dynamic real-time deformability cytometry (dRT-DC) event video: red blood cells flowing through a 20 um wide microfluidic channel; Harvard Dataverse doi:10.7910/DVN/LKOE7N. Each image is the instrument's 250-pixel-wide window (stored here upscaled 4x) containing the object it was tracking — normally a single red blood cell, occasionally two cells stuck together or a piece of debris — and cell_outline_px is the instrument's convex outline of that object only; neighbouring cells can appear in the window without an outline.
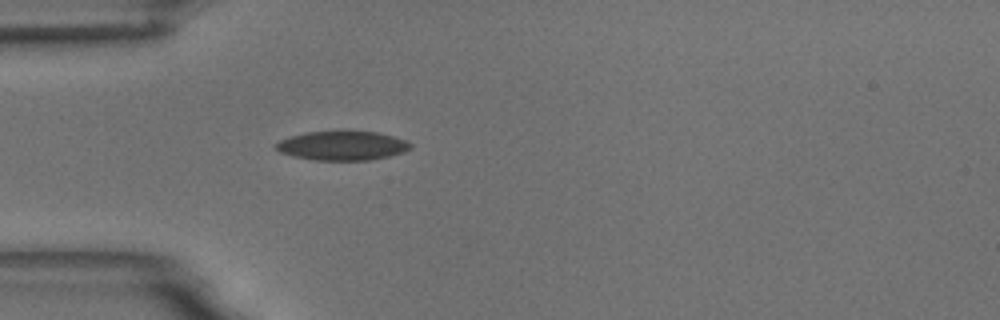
{"species": "common noctule bat (a hibernating species)", "species_latin": "Nyctalus noctula", "temperature_condition": "room temperature", "stored_images_in_passage": 29, "camera_frame_rate_fps": 3000, "um_per_image_px": 0.085, "animal": {"sex": "male", "body_mass_g": 18.8}, "frame": {"image": 1, "passage_image": 5, "time_ms": 1.333, "image_size_px": [1000, 320], "cell_outline_px": [[412, 148], [404, 152], [372, 160], [316, 160], [292, 156], [280, 152], [276, 148], [276, 144], [280, 140], [288, 136], [304, 132], [344, 128], [380, 132], [408, 140], [412, 144]], "centroid_in_image_um": [29.13, 12.32], "position_along_channel_um": 55.9, "area_um2": 23.99}}
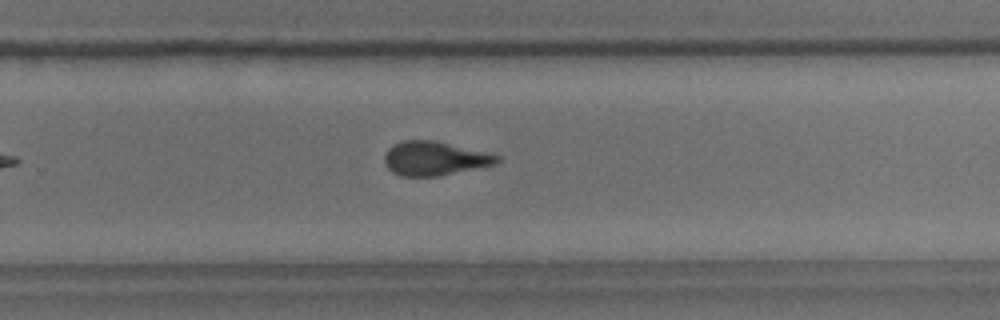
{"frame": {"image": 2, "passage_image": 25, "time_ms": 8.0, "image_size_px": [1000, 320], "cell_outline_px": [[500, 160], [496, 164], [436, 176], [400, 176], [392, 172], [388, 168], [384, 160], [384, 156], [388, 148], [392, 144], [404, 140], [436, 140], [492, 152], [500, 156]], "centroid_in_image_um": [36.97, 13.44], "position_along_channel_um": 292.8, "area_um2": 22.6}}